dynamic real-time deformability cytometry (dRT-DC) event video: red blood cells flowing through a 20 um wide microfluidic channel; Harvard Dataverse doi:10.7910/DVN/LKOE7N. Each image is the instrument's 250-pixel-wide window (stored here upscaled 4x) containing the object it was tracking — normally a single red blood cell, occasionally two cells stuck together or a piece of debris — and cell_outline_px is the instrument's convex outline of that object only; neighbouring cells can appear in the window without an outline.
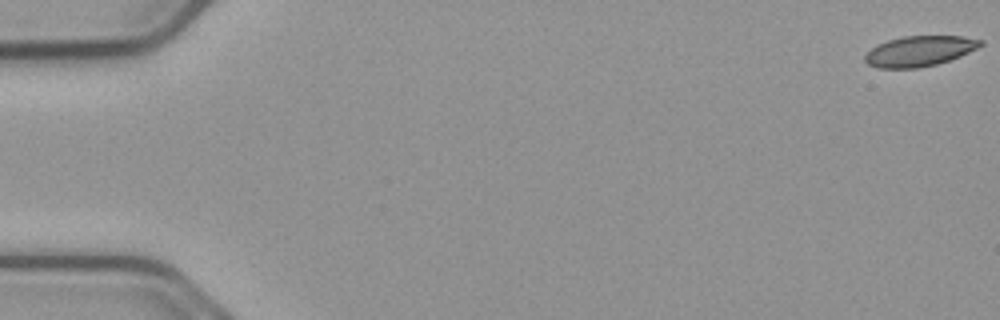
{"species": "common noctule bat (a hibernating species)", "species_latin": "Nyctalus noctula", "temperature_condition": "cold", "stored_images_in_passage": 56, "camera_frame_rate_fps": 3000, "um_per_image_px": 0.085, "animal": {"sex": "male", "body_mass_g": 23.1, "forearm_length_mm": 52.7}, "frame": {"image": 1, "passage_image": 1, "time_ms": 0.0, "image_size_px": [1000, 320], "cell_outline_px": [[984, 44], [960, 56], [936, 64], [920, 68], [876, 68], [868, 64], [864, 60], [864, 56], [876, 44], [888, 40], [904, 36], [964, 36], [984, 40]], "centroid_in_image_um": [78.15, 4.34], "position_along_channel_um": 6.9, "area_um2": 20.46}}
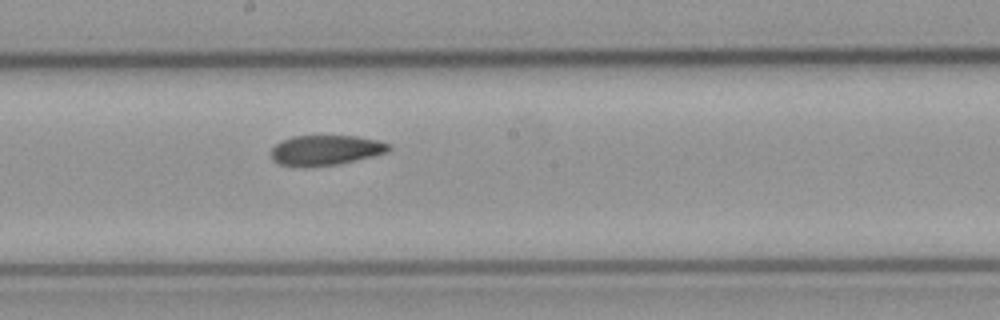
{"frame": {"image": 2, "passage_image": 31, "time_ms": 10.0, "image_size_px": [1000, 320], "cell_outline_px": [[392, 148], [388, 152], [340, 164], [304, 168], [280, 164], [272, 160], [272, 148], [280, 140], [292, 136], [356, 136], [376, 140], [388, 144]], "centroid_in_image_um": [27.65, 12.78], "position_along_channel_um": 220.6, "area_um2": 20.81}}
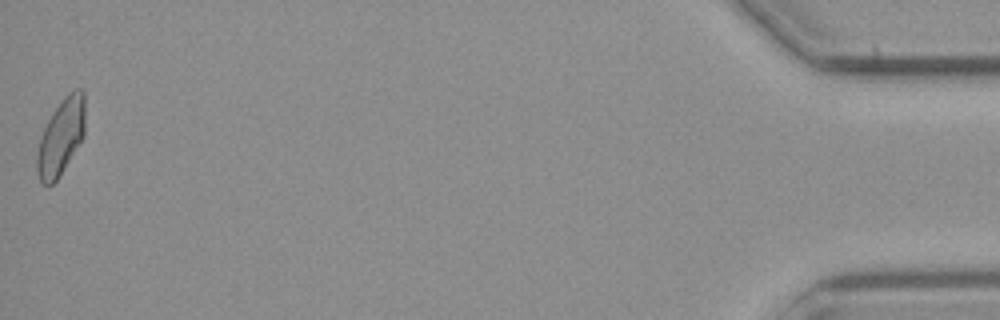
{"frame": {"image": 3, "passage_image": 56, "time_ms": 18.333, "image_size_px": [1000, 320], "cell_outline_px": [[84, 136], [64, 168], [56, 180], [52, 184], [40, 184], [36, 168], [36, 156], [40, 136], [48, 120], [64, 96], [68, 92], [76, 88], [84, 88]], "centroid_in_image_um": [5.17, 11.62], "position_along_channel_um": 430.0, "area_um2": 21.21}, "authors_computed_cell_mechanics": {"area_um2": 21.1548, "velocity_mm_per_s": 3.7196, "shape_relaxation_time_tau1_ms": null, "shape_relaxation_time_tau2_ms": 8.5119, "deformation_change_tau1": null, "deformation_change_tau2": 0.1293}}